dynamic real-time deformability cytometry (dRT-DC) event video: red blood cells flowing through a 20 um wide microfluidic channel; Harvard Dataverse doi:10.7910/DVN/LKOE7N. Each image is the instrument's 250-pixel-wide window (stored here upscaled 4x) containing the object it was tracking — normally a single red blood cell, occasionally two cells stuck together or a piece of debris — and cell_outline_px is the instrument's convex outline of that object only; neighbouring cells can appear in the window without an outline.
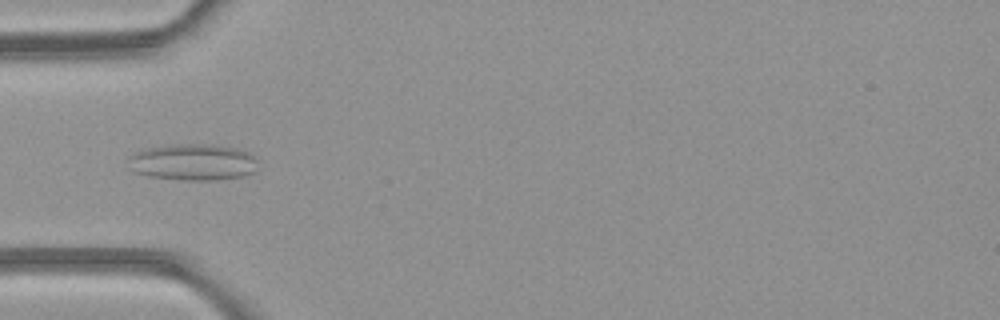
{"species": "common noctule bat (a hibernating species)", "species_latin": "Nyctalus noctula", "temperature_condition": "room temperature", "stored_images_in_passage": 5, "camera_frame_rate_fps": 3000, "um_per_image_px": 0.085, "animal": {"sex": "female", "body_mass_g": 21.9}, "frame": {"image": 1, "passage_image": 5, "time_ms": 4.667, "image_size_px": [1000, 320], "cell_outline_px": [[256, 160], [252, 172], [244, 176], [212, 180], [184, 180], [148, 176], [136, 172], [132, 168], [128, 156], [136, 152], [148, 148], [172, 144], [212, 144], [236, 148], [248, 152], [256, 156]], "centroid_in_image_um": [16.41, 13.77], "position_along_channel_um": 68.6, "area_um2": 27.34}}